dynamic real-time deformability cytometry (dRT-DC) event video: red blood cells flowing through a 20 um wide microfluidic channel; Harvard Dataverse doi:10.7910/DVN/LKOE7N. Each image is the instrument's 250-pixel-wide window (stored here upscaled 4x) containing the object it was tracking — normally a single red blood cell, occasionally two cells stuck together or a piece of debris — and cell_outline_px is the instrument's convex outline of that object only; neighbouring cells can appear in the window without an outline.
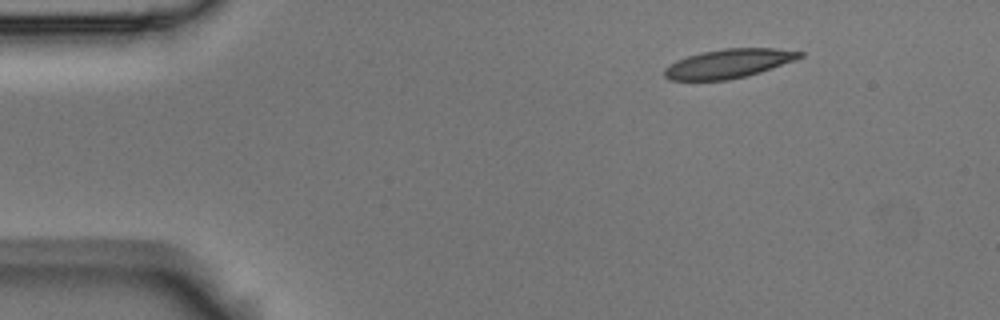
{"species": "Egyptian fruit bat (a non-hibernating species)", "species_latin": "Rousettus aegyptiacus", "temperature_condition": "room temperature", "stored_images_in_passage": 9, "camera_frame_rate_fps": 3000, "um_per_image_px": 0.085, "animal": {"sex": "male"}, "frame": {"image": 1, "passage_image": 1, "time_ms": 0.0, "image_size_px": [1000, 320], "cell_outline_px": [[804, 56], [796, 60], [760, 72], [728, 80], [668, 80], [664, 76], [664, 68], [668, 64], [676, 60], [700, 52], [724, 48], [776, 48], [804, 52]], "centroid_in_image_um": [61.92, 5.39], "position_along_channel_um": 23.1, "area_um2": 23.0}}
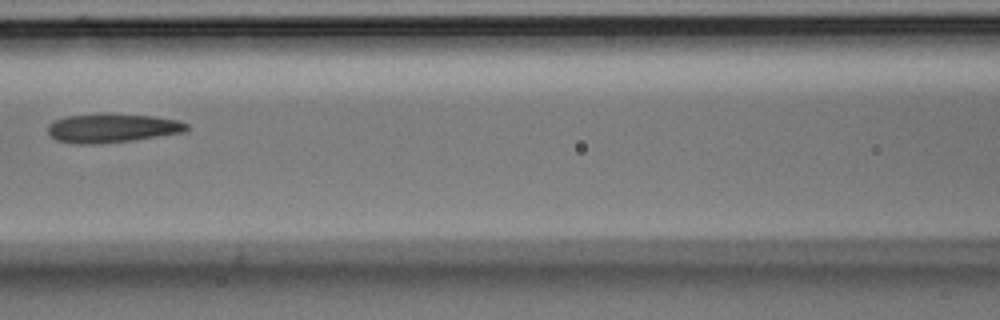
{"frame": {"image": 2, "passage_image": 6, "time_ms": 1.667, "image_size_px": [1000, 320], "cell_outline_px": [[188, 128], [184, 132], [132, 140], [100, 144], [72, 144], [56, 140], [48, 136], [48, 124], [64, 116], [156, 116], [180, 120], [188, 124]], "centroid_in_image_um": [9.51, 10.93], "position_along_channel_um": 157.1, "area_um2": 22.72}}
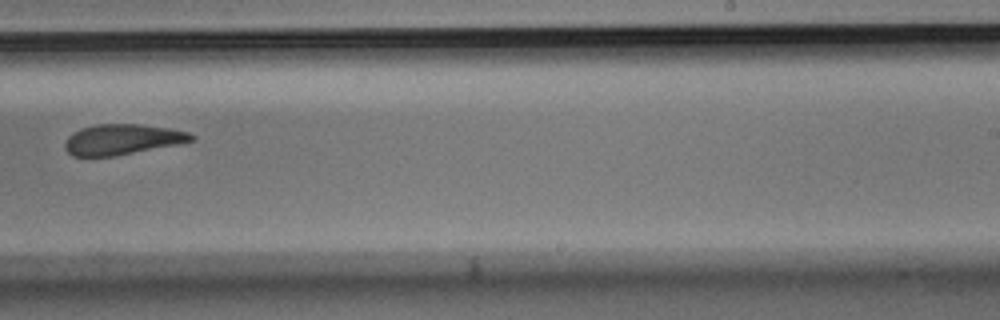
{"frame": {"image": 3, "passage_image": 9, "time_ms": 2.667, "image_size_px": [1000, 320], "cell_outline_px": [[196, 140], [180, 144], [112, 156], [72, 156], [64, 148], [64, 144], [68, 136], [72, 132], [80, 128], [96, 124], [140, 124], [168, 128], [188, 132], [196, 136]], "centroid_in_image_um": [10.39, 11.84], "position_along_channel_um": 278.6, "area_um2": 22.54}}